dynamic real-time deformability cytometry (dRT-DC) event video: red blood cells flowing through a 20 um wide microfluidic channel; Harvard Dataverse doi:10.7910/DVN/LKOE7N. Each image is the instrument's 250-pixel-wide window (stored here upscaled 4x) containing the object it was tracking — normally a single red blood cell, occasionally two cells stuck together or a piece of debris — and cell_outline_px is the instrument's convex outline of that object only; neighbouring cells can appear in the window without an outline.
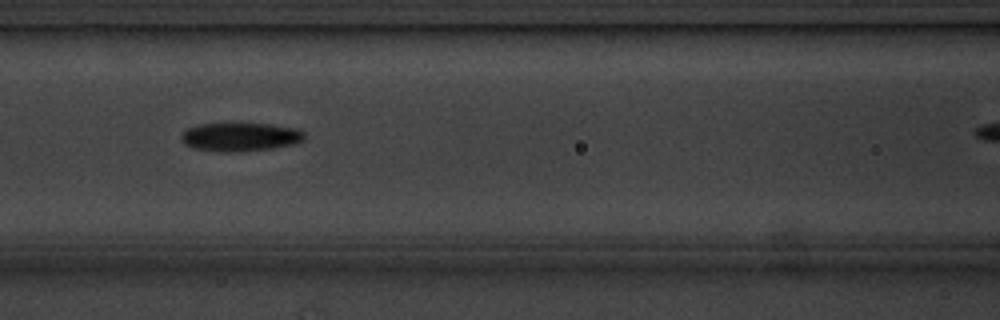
{"species": "common noctule bat (a hibernating species)", "species_latin": "Nyctalus noctula", "temperature_condition": "cold", "stored_images_in_passage": 11, "camera_frame_rate_fps": 3000, "um_per_image_px": 0.085, "animal": {"sex": "male", "body_mass_g": 20.1, "forearm_length_mm": 53.5}, "frame": {"image": 1, "passage_image": 4, "time_ms": 3.333, "image_size_px": [1000, 320], "cell_outline_px": [[304, 140], [292, 144], [272, 148], [244, 152], [224, 152], [192, 148], [184, 144], [180, 136], [188, 128], [196, 124], [272, 124], [300, 128], [304, 132]], "centroid_in_image_um": [20.44, 11.64], "position_along_channel_um": 146.2, "area_um2": 20.63}}
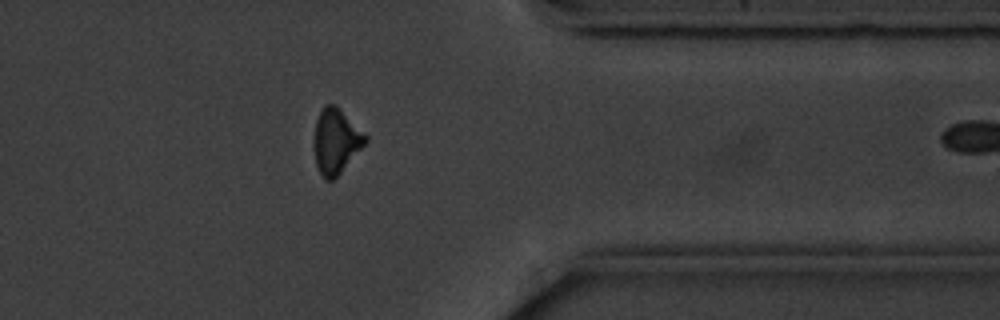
{"frame": {"image": 2, "passage_image": 10, "time_ms": 10.333, "image_size_px": [1000, 320], "cell_outline_px": [[368, 140], [340, 172], [332, 180], [324, 180], [316, 164], [316, 120], [324, 104], [336, 104], [368, 136]], "centroid_in_image_um": [28.59, 11.96], "position_along_channel_um": 382.8, "area_um2": 18.84}, "authors_computed_cell_mechanics": {"area_um2": 20.6346, "velocity_mm_per_s": 3.5686, "shape_relaxation_time_tau1_ms": 4.4665, "shape_relaxation_time_tau2_ms": null, "deformation_change_tau1": 0.1206, "deformation_change_tau2": null}}